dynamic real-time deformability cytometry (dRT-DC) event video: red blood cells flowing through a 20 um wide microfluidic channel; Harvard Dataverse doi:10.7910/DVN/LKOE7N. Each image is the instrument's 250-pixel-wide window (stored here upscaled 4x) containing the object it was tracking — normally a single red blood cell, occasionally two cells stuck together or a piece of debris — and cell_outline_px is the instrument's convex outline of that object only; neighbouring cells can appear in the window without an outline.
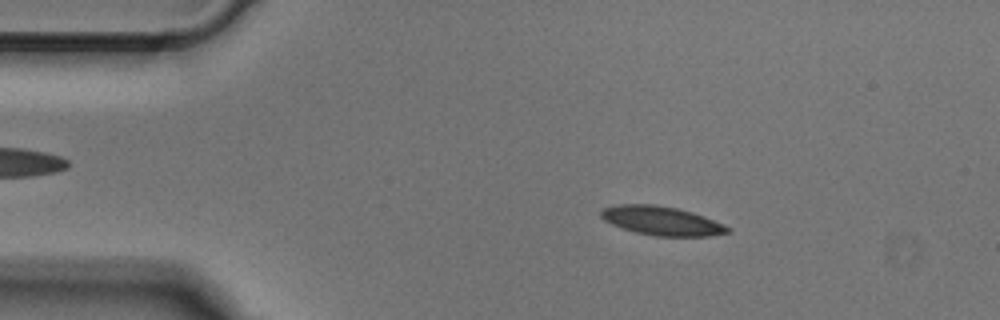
{"species": "Egyptian fruit bat (a non-hibernating species)", "species_latin": "Rousettus aegyptiacus", "temperature_condition": "cold", "stored_images_in_passage": 49, "camera_frame_rate_fps": 3000, "um_per_image_px": 0.085, "animal": {"sex": "male"}, "frame": {"image": 1, "passage_image": 8, "time_ms": 2.333, "image_size_px": [1000, 320], "cell_outline_px": [[732, 232], [712, 236], [656, 236], [636, 232], [612, 224], [604, 220], [600, 216], [600, 212], [604, 208], [620, 204], [656, 204], [676, 208], [692, 212], [704, 216], [724, 224], [732, 228]], "centroid_in_image_um": [56.3, 18.77], "position_along_channel_um": 28.7, "area_um2": 21.39}}
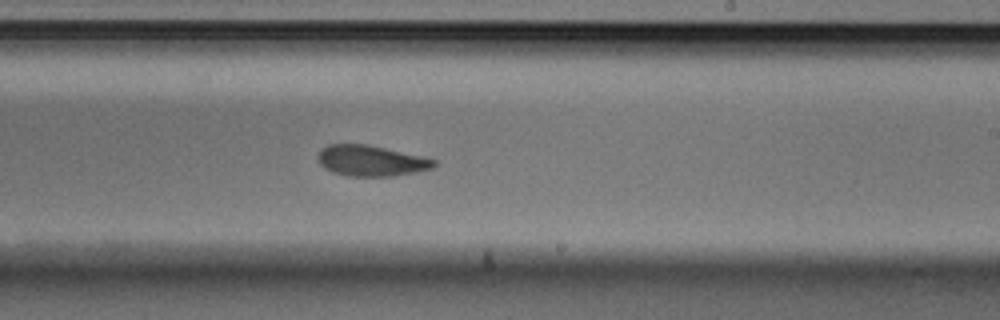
{"frame": {"image": 2, "passage_image": 29, "time_ms": 9.333, "image_size_px": [1000, 320], "cell_outline_px": [[436, 164], [432, 168], [416, 172], [392, 176], [348, 176], [332, 172], [324, 168], [320, 164], [320, 152], [328, 144], [368, 144], [424, 156], [436, 160]], "centroid_in_image_um": [31.58, 13.66], "position_along_channel_um": 257.4, "area_um2": 20.75}}
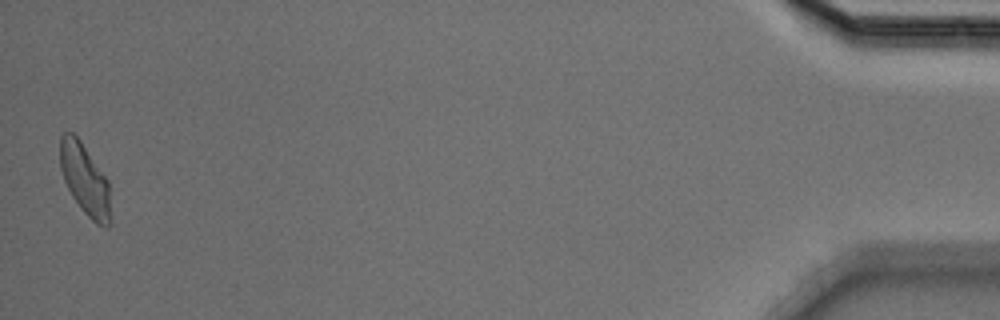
{"frame": {"image": 3, "passage_image": 49, "time_ms": 16.0, "image_size_px": [1000, 320], "cell_outline_px": [[112, 224], [108, 228], [104, 228], [96, 224], [80, 208], [72, 196], [64, 180], [60, 168], [60, 136], [64, 132], [72, 132], [80, 140], [108, 180], [112, 220]], "centroid_in_image_um": [7.24, 15.32], "position_along_channel_um": 428.0, "area_um2": 21.21}}